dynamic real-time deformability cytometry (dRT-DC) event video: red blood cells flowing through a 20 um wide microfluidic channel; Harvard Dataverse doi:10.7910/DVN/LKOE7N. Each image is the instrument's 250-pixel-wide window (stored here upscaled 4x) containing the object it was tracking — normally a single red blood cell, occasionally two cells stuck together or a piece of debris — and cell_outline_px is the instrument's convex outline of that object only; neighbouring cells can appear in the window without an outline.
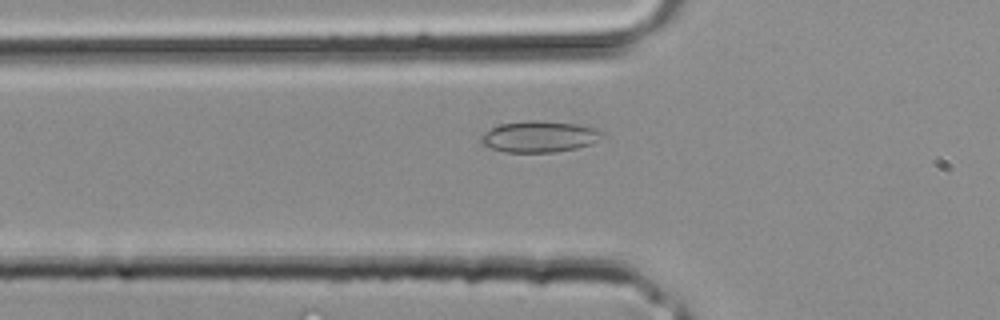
{"species": "common noctule bat (a hibernating species)", "species_latin": "Nyctalus noctula", "temperature_condition": "room temperature", "stored_images_in_passage": 21, "camera_frame_rate_fps": 3000, "um_per_image_px": 0.085, "animal": {"sex": "male", "body_mass_g": 20.4}, "frame": {"image": 1, "passage_image": 2, "time_ms": 0.333, "image_size_px": [1000, 320], "cell_outline_px": [[604, 132], [596, 140], [588, 144], [576, 148], [552, 152], [504, 152], [480, 144], [480, 136], [484, 132], [500, 124], [528, 120], [536, 120], [576, 124], [596, 128]], "centroid_in_image_um": [45.78, 11.61], "position_along_channel_um": 80.0, "area_um2": 21.85}}
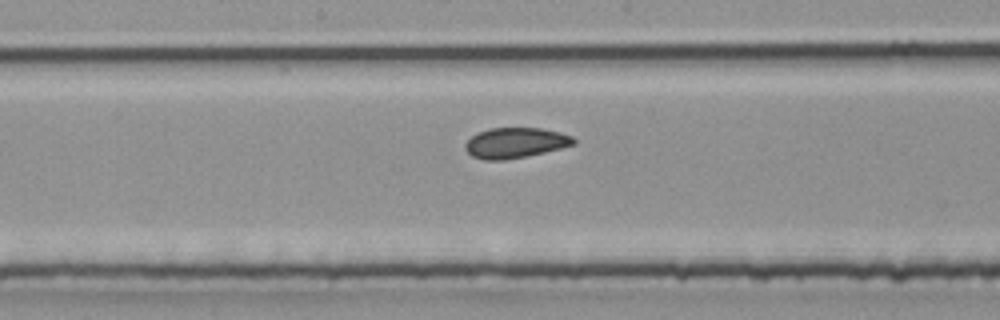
{"frame": {"image": 2, "passage_image": 8, "time_ms": 2.333, "image_size_px": [1000, 320], "cell_outline_px": [[576, 144], [528, 156], [504, 160], [484, 160], [472, 156], [464, 148], [464, 144], [476, 132], [488, 128], [540, 128], [560, 132], [572, 136], [576, 140]], "centroid_in_image_um": [43.79, 12.14], "position_along_channel_um": 204.4, "area_um2": 19.31}}
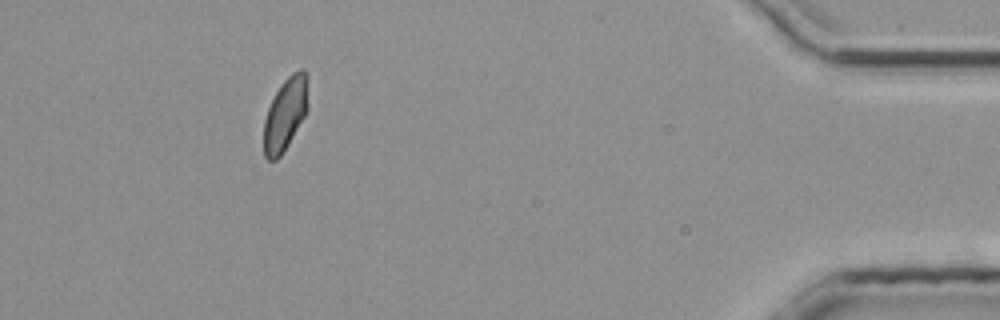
{"frame": {"image": 3, "passage_image": 21, "time_ms": 6.667, "image_size_px": [1000, 320], "cell_outline_px": [[308, 108], [304, 116], [288, 144], [280, 156], [276, 160], [268, 160], [264, 156], [264, 120], [268, 108], [276, 92], [284, 80], [292, 72], [300, 68], [304, 68], [308, 76]], "centroid_in_image_um": [24.27, 9.65], "position_along_channel_um": 410.9, "area_um2": 18.79}}